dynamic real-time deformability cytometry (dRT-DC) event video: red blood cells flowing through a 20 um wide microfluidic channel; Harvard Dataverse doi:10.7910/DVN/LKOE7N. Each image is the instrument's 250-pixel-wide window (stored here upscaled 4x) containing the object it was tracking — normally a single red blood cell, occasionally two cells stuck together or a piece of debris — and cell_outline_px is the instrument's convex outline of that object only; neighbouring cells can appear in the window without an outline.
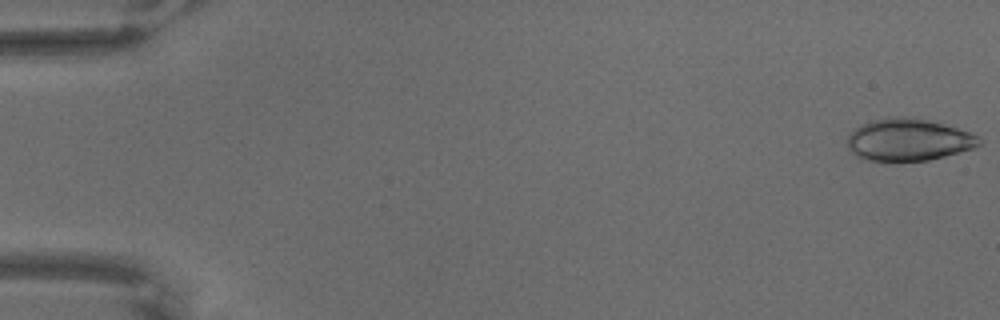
{"species": "common noctule bat (a hibernating species)", "species_latin": "Nyctalus noctula", "temperature_condition": "warm", "stored_images_in_passage": 66, "camera_frame_rate_fps": 3000, "um_per_image_px": 0.085, "animal": {"sex": "male", "body_mass_g": 18.8}, "frame": {"image": 1, "passage_image": 1, "time_ms": 0.0, "image_size_px": [1000, 320], "cell_outline_px": [[984, 140], [980, 144], [972, 148], [944, 156], [928, 160], [900, 164], [868, 160], [856, 156], [852, 152], [848, 144], [848, 136], [860, 124], [872, 120], [900, 116], [912, 116], [944, 124], [980, 136]], "centroid_in_image_um": [77.21, 11.91], "position_along_channel_um": 7.8, "area_um2": 32.89}}
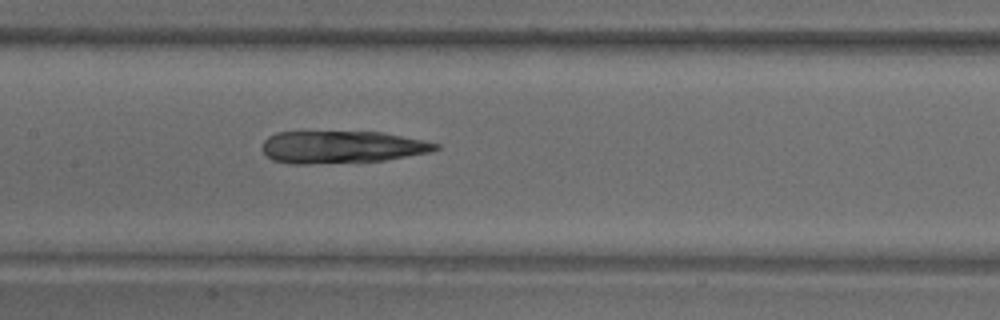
{"frame": {"image": 2, "passage_image": 33, "time_ms": 10.667, "image_size_px": [1000, 320], "cell_outline_px": [[440, 148], [428, 152], [384, 160], [312, 164], [292, 164], [272, 160], [260, 148], [264, 140], [268, 136], [276, 132], [384, 132], [424, 140], [440, 144]], "centroid_in_image_um": [29.02, 12.49], "position_along_channel_um": 178.4, "area_um2": 32.71}}
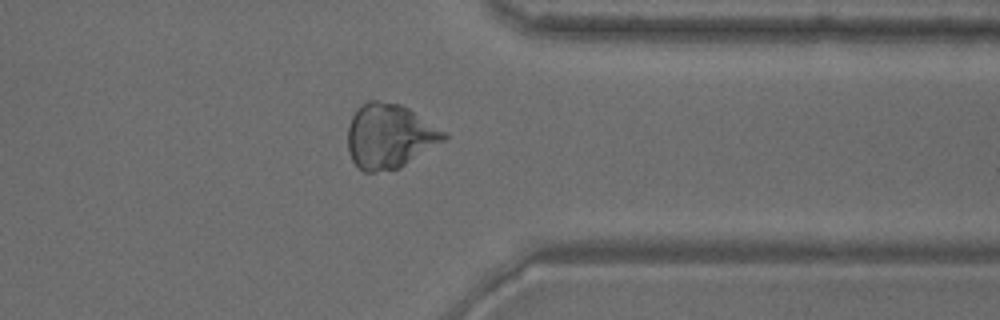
{"frame": {"image": 3, "passage_image": 53, "time_ms": 17.333, "image_size_px": [1000, 320], "cell_outline_px": [[448, 136], [444, 140], [400, 168], [376, 172], [364, 172], [352, 160], [348, 152], [348, 124], [356, 108], [368, 100], [376, 100], [400, 104], [408, 108], [448, 132]], "centroid_in_image_um": [33.1, 11.56], "position_along_channel_um": 378.3, "area_um2": 36.24}}